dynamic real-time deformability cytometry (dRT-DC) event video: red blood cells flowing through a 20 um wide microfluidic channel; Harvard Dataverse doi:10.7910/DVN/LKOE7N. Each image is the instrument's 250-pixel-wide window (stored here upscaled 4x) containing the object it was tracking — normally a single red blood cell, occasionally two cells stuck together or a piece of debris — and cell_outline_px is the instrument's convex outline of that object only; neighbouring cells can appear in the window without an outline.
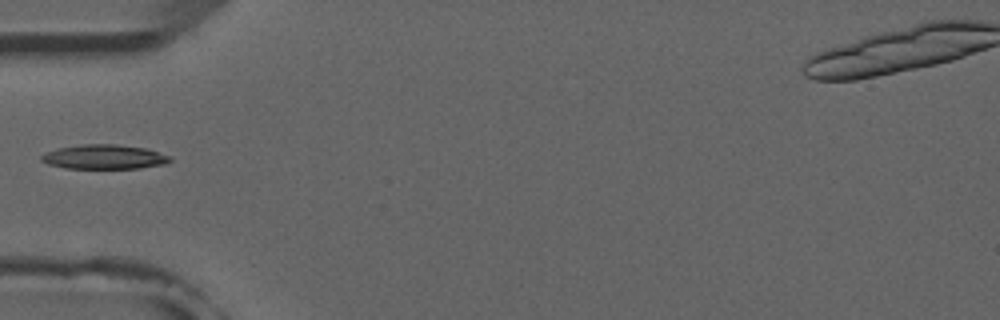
{"species": "common noctule bat (a hibernating species)", "species_latin": "Nyctalus noctula", "temperature_condition": "room temperature", "stored_images_in_passage": 6, "camera_frame_rate_fps": 3000, "um_per_image_px": 0.085, "animal": {"sex": "male", "forearm_length_mm": 52.5}, "frame": {"image": 1, "passage_image": 4, "time_ms": 3.667, "image_size_px": [1000, 320], "cell_outline_px": [[172, 160], [164, 164], [140, 168], [64, 168], [48, 164], [40, 160], [40, 156], [48, 152], [60, 148], [84, 144], [112, 144], [144, 148], [172, 156]], "centroid_in_image_um": [8.87, 13.34], "position_along_channel_um": 76.1, "area_um2": 18.09}}
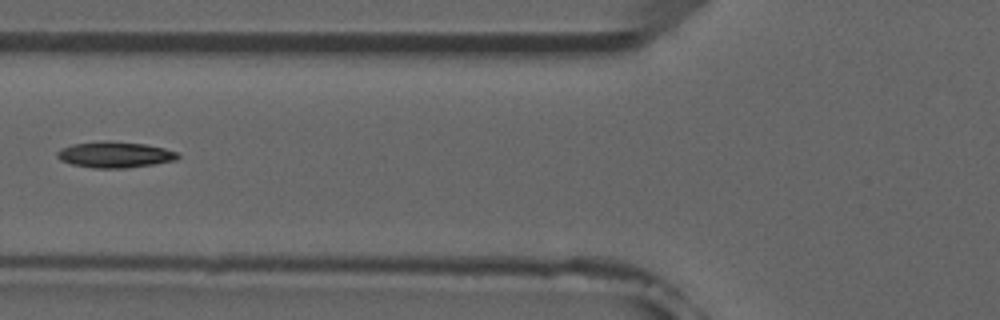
{"frame": {"image": 2, "passage_image": 5, "time_ms": 4.667, "image_size_px": [1000, 320], "cell_outline_px": [[180, 156], [176, 160], [152, 164], [124, 168], [92, 168], [72, 164], [60, 160], [56, 156], [56, 152], [60, 148], [72, 144], [144, 144], [164, 148], [176, 152]], "centroid_in_image_um": [9.75, 13.2], "position_along_channel_um": 116.1, "area_um2": 17.22}}
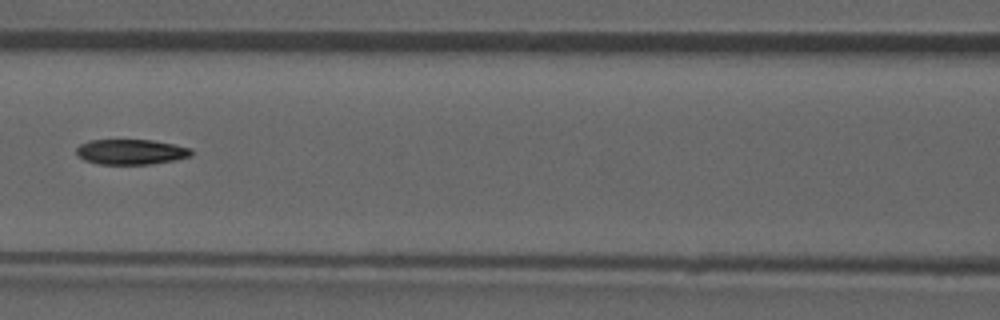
{"frame": {"image": 3, "passage_image": 6, "time_ms": 5.667, "image_size_px": [1000, 320], "cell_outline_px": [[192, 156], [152, 164], [96, 164], [84, 160], [76, 152], [76, 148], [80, 144], [92, 140], [152, 140], [192, 148]], "centroid_in_image_um": [11.13, 12.91], "position_along_channel_um": 155.5, "area_um2": 16.82}}